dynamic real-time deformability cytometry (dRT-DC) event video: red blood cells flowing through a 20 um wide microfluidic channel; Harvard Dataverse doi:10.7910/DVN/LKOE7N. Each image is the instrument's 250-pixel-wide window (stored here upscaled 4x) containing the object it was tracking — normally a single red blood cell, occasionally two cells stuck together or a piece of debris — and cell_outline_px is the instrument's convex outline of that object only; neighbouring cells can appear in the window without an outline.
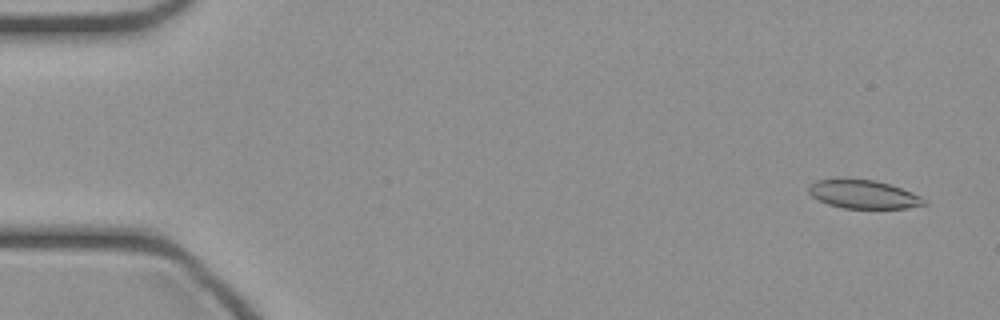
{"species": "common noctule bat (a hibernating species)", "species_latin": "Nyctalus noctula", "temperature_condition": "cold", "stored_images_in_passage": 47, "camera_frame_rate_fps": 3000, "um_per_image_px": 0.085, "animal": {"sex": "female", "body_mass_g": 21.9}, "frame": {"image": 1, "passage_image": 3, "time_ms": 0.667, "image_size_px": [1000, 320], "cell_outline_px": [[928, 204], [908, 208], [844, 208], [828, 204], [812, 196], [808, 192], [808, 188], [816, 180], [844, 176], [876, 180], [912, 192], [928, 200]], "centroid_in_image_um": [73.38, 16.48], "position_along_channel_um": 11.6, "area_um2": 19.65}}
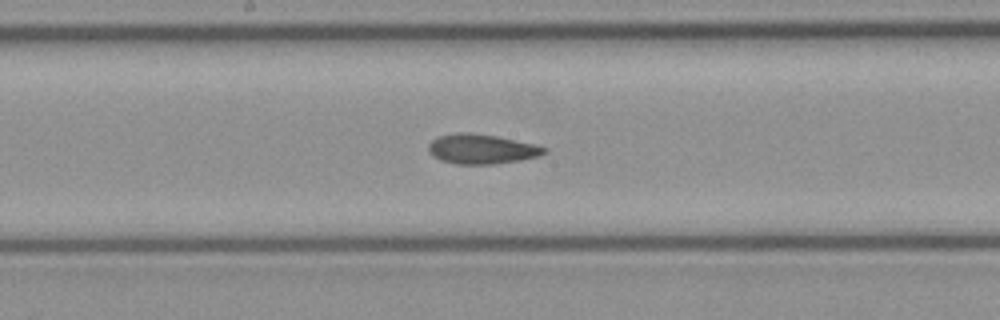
{"frame": {"image": 2, "passage_image": 25, "time_ms": 8.0, "image_size_px": [1000, 320], "cell_outline_px": [[548, 152], [540, 156], [520, 160], [492, 164], [456, 164], [440, 160], [432, 156], [428, 152], [428, 144], [436, 136], [456, 132], [472, 132], [496, 136], [536, 144], [548, 148]], "centroid_in_image_um": [40.92, 12.66], "position_along_channel_um": 207.3, "area_um2": 20.4}}
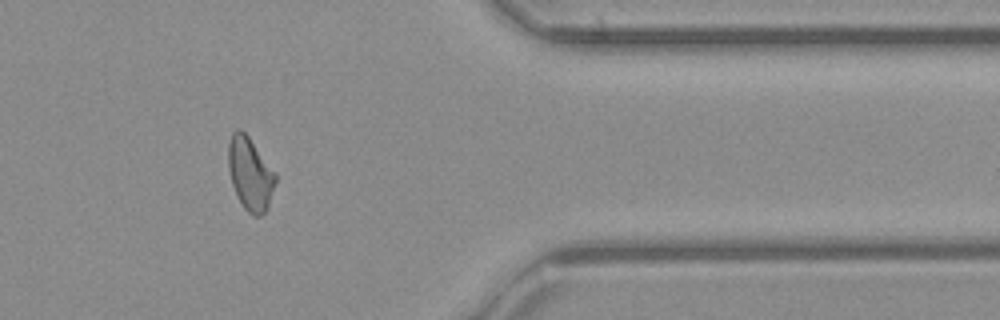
{"frame": {"image": 3, "passage_image": 39, "time_ms": 12.667, "image_size_px": [1000, 320], "cell_outline_px": [[276, 180], [268, 208], [260, 216], [252, 216], [244, 208], [236, 196], [232, 184], [228, 168], [228, 144], [232, 132], [236, 128], [240, 128], [248, 136], [276, 172]], "centroid_in_image_um": [21.25, 14.77], "position_along_channel_um": 390.1, "area_um2": 20.23}}